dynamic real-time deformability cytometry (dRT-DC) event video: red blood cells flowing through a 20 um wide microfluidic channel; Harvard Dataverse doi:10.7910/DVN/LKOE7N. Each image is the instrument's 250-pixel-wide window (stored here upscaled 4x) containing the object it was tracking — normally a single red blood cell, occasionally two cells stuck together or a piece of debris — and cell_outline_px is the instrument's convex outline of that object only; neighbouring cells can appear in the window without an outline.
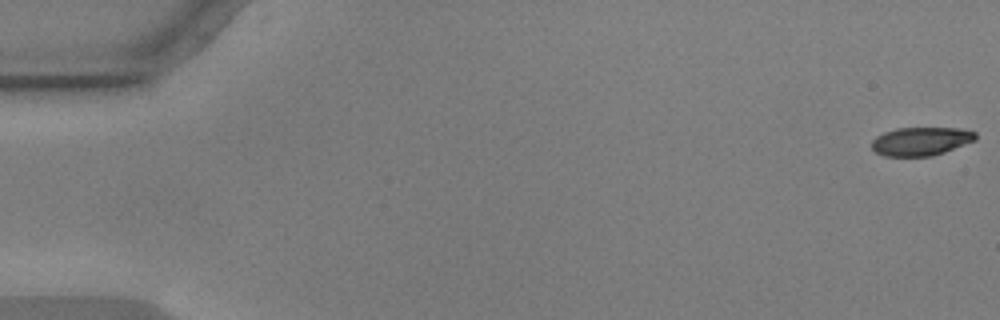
{"species": "common noctule bat (a hibernating species)", "species_latin": "Nyctalus noctula", "temperature_condition": "warm", "stored_images_in_passage": 50, "camera_frame_rate_fps": 3000, "um_per_image_px": 0.085, "animal": {"sex": "male", "body_mass_g": 17.9, "forearm_length_mm": 54.2}, "frame": {"image": 1, "passage_image": 1, "time_ms": 0.0, "image_size_px": [1000, 320], "cell_outline_px": [[976, 140], [944, 152], [932, 156], [884, 156], [876, 152], [872, 148], [872, 140], [876, 136], [884, 132], [896, 128], [960, 128], [976, 132]], "centroid_in_image_um": [78.27, 12.0], "position_along_channel_um": 6.7, "area_um2": 17.22}}
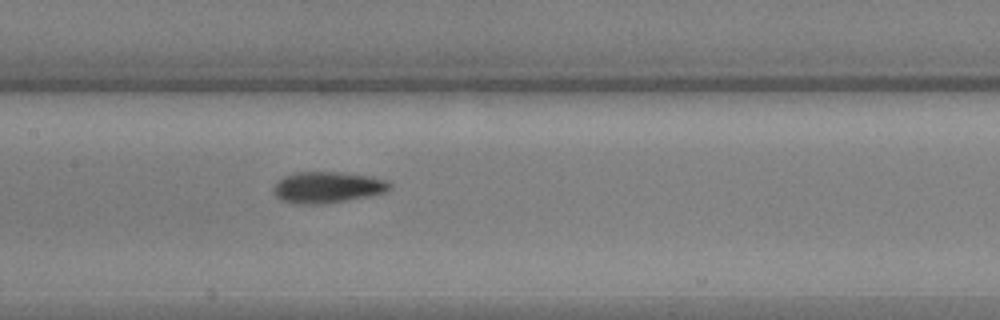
{"frame": {"image": 2, "passage_image": 28, "time_ms": 9.0, "image_size_px": [1000, 320], "cell_outline_px": [[392, 188], [384, 192], [368, 196], [348, 200], [324, 204], [292, 204], [280, 200], [276, 196], [272, 188], [284, 176], [296, 172], [336, 172], [368, 176], [384, 180], [392, 184]], "centroid_in_image_um": [27.8, 15.94], "position_along_channel_um": 179.6, "area_um2": 21.1}}
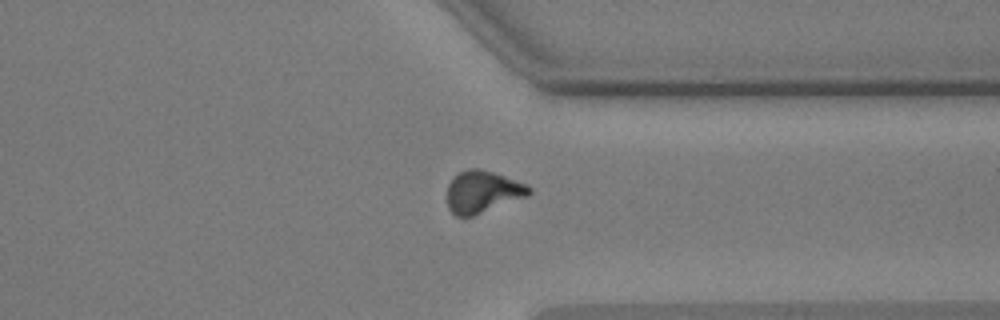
{"frame": {"image": 3, "passage_image": 44, "time_ms": 14.333, "image_size_px": [1000, 320], "cell_outline_px": [[532, 192], [528, 196], [472, 216], [456, 216], [448, 208], [448, 184], [452, 176], [468, 168], [480, 168], [504, 176], [524, 184], [532, 188]], "centroid_in_image_um": [41.0, 16.29], "position_along_channel_um": 370.4, "area_um2": 19.94}}